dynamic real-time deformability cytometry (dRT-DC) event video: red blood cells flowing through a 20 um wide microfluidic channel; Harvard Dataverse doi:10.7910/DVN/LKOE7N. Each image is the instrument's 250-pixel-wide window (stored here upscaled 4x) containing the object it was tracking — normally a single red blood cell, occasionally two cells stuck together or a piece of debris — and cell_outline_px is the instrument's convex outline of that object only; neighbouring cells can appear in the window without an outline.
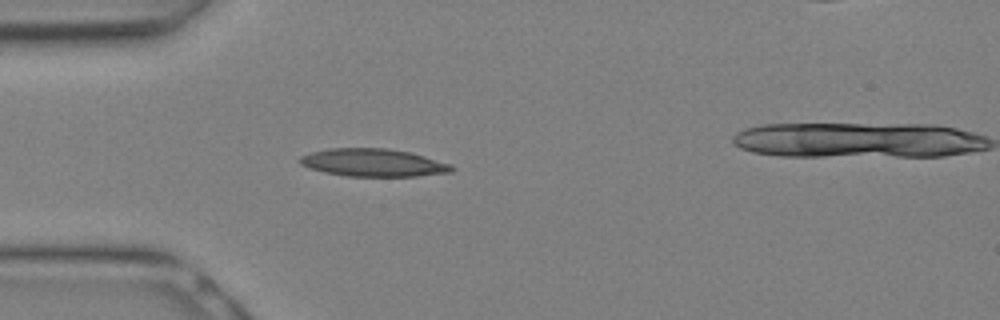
{"species": "Egyptian fruit bat (a non-hibernating species)", "species_latin": "Rousettus aegyptiacus", "temperature_condition": "warm", "stored_images_in_passage": 3, "camera_frame_rate_fps": 3000, "um_per_image_px": 0.085, "animal": {"sex": "female"}, "frame": {"image": 1, "passage_image": 1, "time_ms": 0.0, "image_size_px": [1000, 320], "cell_outline_px": [[968, 148], [956, 152], [768, 152], [800, 124], [840, 124], [948, 128], [960, 132], [964, 136]], "centroid_in_image_um": [73.98, 11.84], "position_along_channel_um": 11.0, "area_um2": 34.16}}